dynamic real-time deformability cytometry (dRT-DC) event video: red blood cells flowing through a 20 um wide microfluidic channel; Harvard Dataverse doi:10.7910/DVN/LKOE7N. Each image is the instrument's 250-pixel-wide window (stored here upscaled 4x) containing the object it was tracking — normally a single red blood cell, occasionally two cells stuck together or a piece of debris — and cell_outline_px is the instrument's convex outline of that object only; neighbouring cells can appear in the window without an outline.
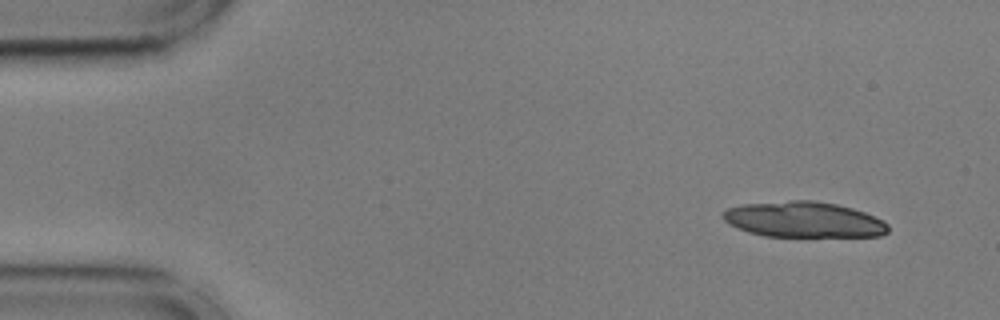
{"species": "common noctule bat (a hibernating species)", "species_latin": "Nyctalus noctula", "temperature_condition": "cold", "stored_images_in_passage": 23, "camera_frame_rate_fps": 3000, "um_per_image_px": 0.085, "animal": {"sex": "male", "body_mass_g": 17.9, "forearm_length_mm": 54.2}, "frame": {"image": 1, "passage_image": 1, "time_ms": 0.0, "image_size_px": [1000, 320], "cell_outline_px": [[888, 232], [880, 236], [764, 236], [748, 232], [728, 224], [724, 220], [724, 212], [728, 208], [744, 204], [788, 200], [816, 200], [836, 204], [852, 208], [864, 212], [888, 224]], "centroid_in_image_um": [68.3, 18.66], "position_along_channel_um": 16.7, "area_um2": 34.16}}